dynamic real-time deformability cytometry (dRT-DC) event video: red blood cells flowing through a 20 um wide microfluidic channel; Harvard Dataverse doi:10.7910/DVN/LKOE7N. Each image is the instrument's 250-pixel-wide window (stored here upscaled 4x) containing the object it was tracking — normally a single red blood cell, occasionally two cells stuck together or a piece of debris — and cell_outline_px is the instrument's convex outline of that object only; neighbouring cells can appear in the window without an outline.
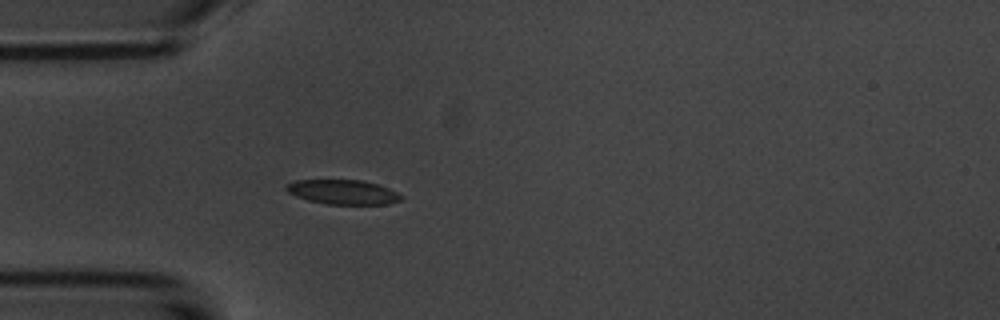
{"species": "common noctule bat (a hibernating species)", "species_latin": "Nyctalus noctula", "temperature_condition": "room temperature", "stored_images_in_passage": 36, "camera_frame_rate_fps": 3000, "um_per_image_px": 0.085, "animal": {"sex": "male", "body_mass_g": 20.1, "forearm_length_mm": 53.5}, "frame": {"image": 1, "passage_image": 1, "time_ms": 0.0, "image_size_px": [1000, 320], "cell_outline_px": [[404, 196], [400, 200], [388, 204], [328, 204], [308, 200], [296, 196], [288, 192], [284, 188], [288, 184], [296, 180], [364, 180], [380, 184]], "centroid_in_image_um": [29.17, 16.32], "position_along_channel_um": 55.8, "area_um2": 16.42}}
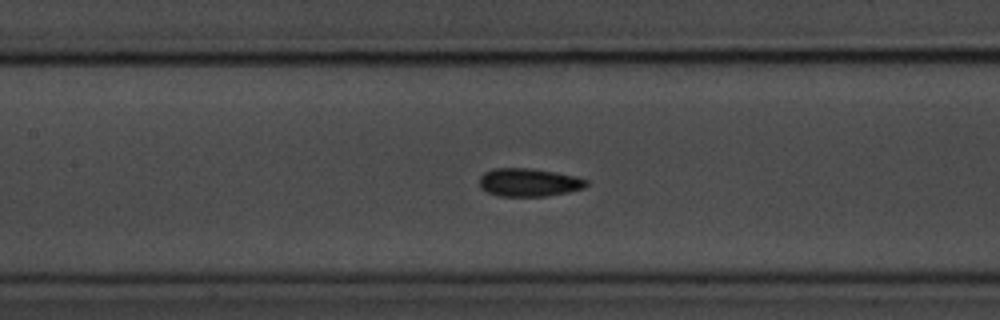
{"frame": {"image": 2, "passage_image": 10, "time_ms": 3.0, "image_size_px": [1000, 320], "cell_outline_px": [[588, 184], [584, 188], [568, 192], [548, 196], [500, 196], [488, 192], [480, 188], [480, 176], [484, 172], [492, 168], [532, 168], [556, 172], [576, 176], [588, 180]], "centroid_in_image_um": [44.96, 15.49], "position_along_channel_um": 162.4, "area_um2": 17.69}}
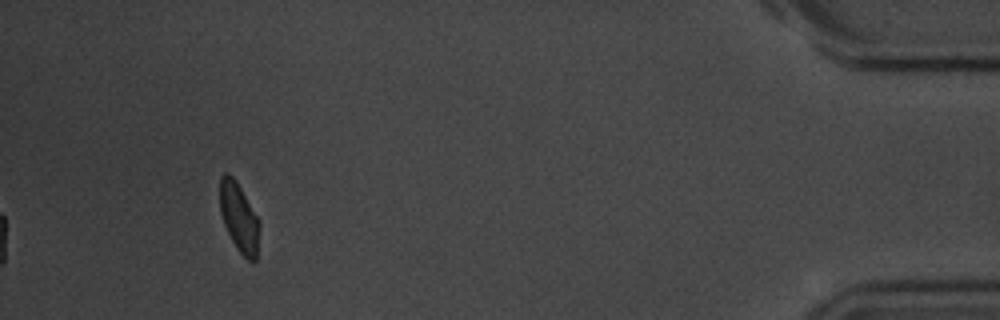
{"frame": {"image": 3, "passage_image": 36, "time_ms": 11.667, "image_size_px": [1000, 320], "cell_outline_px": [[260, 224], [256, 260], [248, 260], [236, 248], [224, 224], [220, 212], [220, 176], [224, 172], [228, 172], [236, 180], [260, 220]], "centroid_in_image_um": [20.32, 18.45], "position_along_channel_um": 414.9, "area_um2": 15.95}, "authors_computed_cell_mechanics": {"area_um2": 16.9354, "velocity_mm_per_s": 3.6942, "shape_relaxation_time_tau1_ms": 2.0415, "shape_relaxation_time_tau2_ms": 1.5263, "deformation_change_tau1": 0.0787, "deformation_change_tau2": 0.0708}}